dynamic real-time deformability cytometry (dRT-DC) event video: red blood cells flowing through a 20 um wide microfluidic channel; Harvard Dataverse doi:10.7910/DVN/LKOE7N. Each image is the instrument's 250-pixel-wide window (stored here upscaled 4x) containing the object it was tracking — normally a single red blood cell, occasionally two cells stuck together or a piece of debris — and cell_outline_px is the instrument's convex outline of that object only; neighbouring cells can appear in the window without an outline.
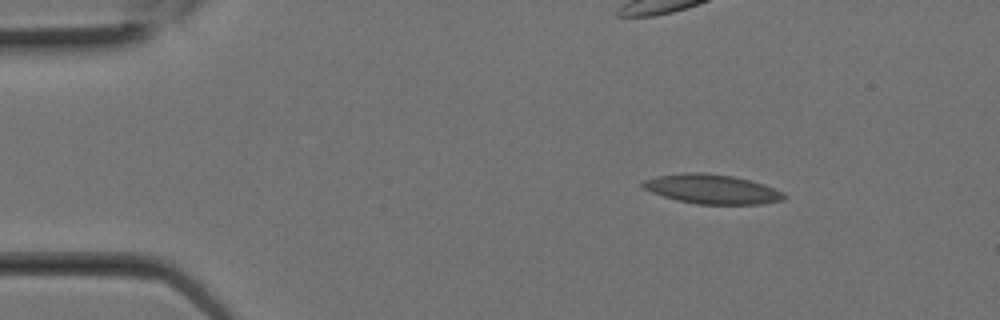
{"species": "Egyptian fruit bat (a non-hibernating species)", "species_latin": "Rousettus aegyptiacus", "temperature_condition": "room temperature", "stored_images_in_passage": 3, "camera_frame_rate_fps": 3000, "um_per_image_px": 0.085, "animal": {"sex": "female"}, "frame": {"image": 1, "passage_image": 1, "time_ms": 0.0, "image_size_px": [1000, 320], "cell_outline_px": [[788, 196], [784, 200], [760, 204], [696, 204], [676, 200], [652, 192], [644, 188], [640, 184], [644, 180], [656, 176], [688, 172], [704, 172], [732, 176], [764, 184], [784, 192]], "centroid_in_image_um": [60.54, 16.07], "position_along_channel_um": 24.5, "area_um2": 24.22}}
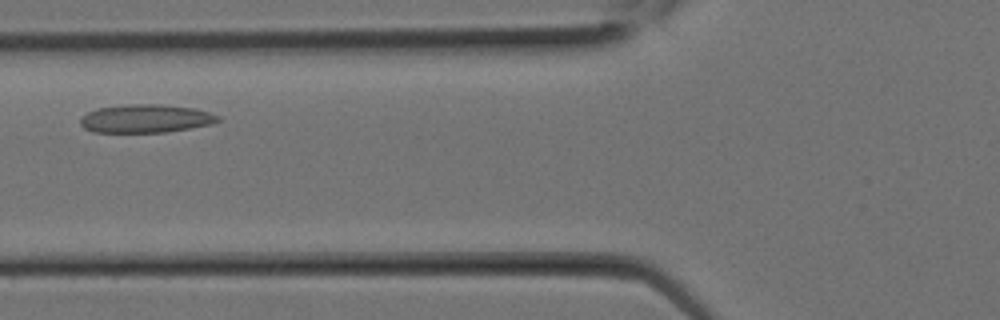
{"frame": {"image": 2, "passage_image": 3, "time_ms": 0.667, "image_size_px": [1000, 320], "cell_outline_px": [[220, 120], [212, 124], [164, 132], [92, 132], [84, 128], [80, 124], [80, 116], [96, 108], [128, 104], [160, 104], [196, 108], [220, 116]], "centroid_in_image_um": [12.36, 10.07], "position_along_channel_um": 113.4, "area_um2": 22.77}}